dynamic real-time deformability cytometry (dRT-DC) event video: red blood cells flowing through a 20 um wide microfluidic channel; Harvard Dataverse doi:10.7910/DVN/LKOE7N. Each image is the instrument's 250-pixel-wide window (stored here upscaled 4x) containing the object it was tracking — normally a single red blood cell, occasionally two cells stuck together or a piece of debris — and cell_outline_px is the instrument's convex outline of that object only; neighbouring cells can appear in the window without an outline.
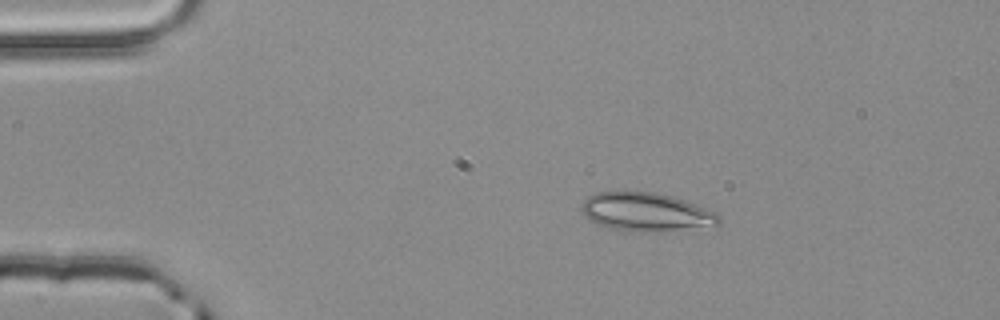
{"species": "common noctule bat (a hibernating species)", "species_latin": "Nyctalus noctula", "temperature_condition": "room temperature", "stored_images_in_passage": 2, "camera_frame_rate_fps": 3000, "um_per_image_px": 0.085, "animal": {"sex": "male", "body_mass_g": 20.4}, "frame": {"image": 1, "passage_image": 1, "time_ms": 0.0, "image_size_px": [1000, 320], "cell_outline_px": [[720, 224], [660, 232], [640, 232], [608, 228], [584, 216], [580, 212], [580, 208], [584, 200], [588, 196], [596, 192], [656, 192], [672, 196], [696, 204], [716, 212], [720, 216]], "centroid_in_image_um": [54.9, 18.02], "position_along_channel_um": 30.1, "area_um2": 30.81}}